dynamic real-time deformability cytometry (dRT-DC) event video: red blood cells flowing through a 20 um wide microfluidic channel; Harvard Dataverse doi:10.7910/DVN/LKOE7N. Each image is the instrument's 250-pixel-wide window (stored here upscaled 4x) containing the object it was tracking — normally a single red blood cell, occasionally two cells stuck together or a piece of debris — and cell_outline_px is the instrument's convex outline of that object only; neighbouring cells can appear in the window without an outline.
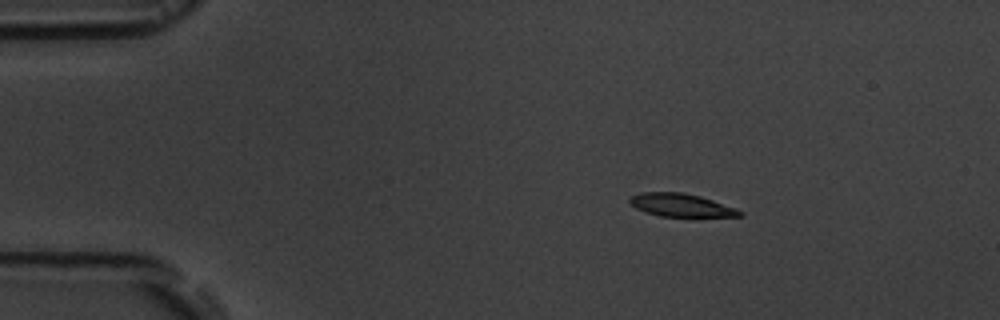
{"species": "common noctule bat (a hibernating species)", "species_latin": "Nyctalus noctula", "temperature_condition": "room temperature", "stored_images_in_passage": 4, "camera_frame_rate_fps": 3000, "um_per_image_px": 0.085, "animal": {"sex": "male", "body_mass_g": 19.5, "forearm_length_mm": 54.6}, "frame": {"image": 1, "passage_image": 2, "time_ms": 2.333, "image_size_px": [1000, 320], "cell_outline_px": [[744, 216], [660, 216], [636, 208], [628, 200], [632, 196], [640, 192], [684, 192], [700, 196], [736, 208], [744, 212]], "centroid_in_image_um": [57.91, 17.42], "position_along_channel_um": 27.1, "area_um2": 14.57}}